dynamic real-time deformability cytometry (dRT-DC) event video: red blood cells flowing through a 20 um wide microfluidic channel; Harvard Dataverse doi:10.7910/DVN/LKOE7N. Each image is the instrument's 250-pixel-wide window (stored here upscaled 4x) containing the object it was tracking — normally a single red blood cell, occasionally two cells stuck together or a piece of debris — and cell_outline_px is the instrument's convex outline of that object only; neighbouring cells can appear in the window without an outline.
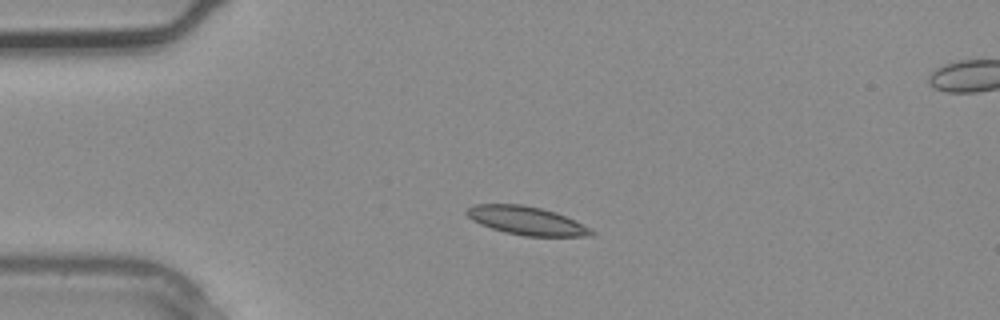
{"species": "common noctule bat (a hibernating species)", "species_latin": "Nyctalus noctula", "temperature_condition": "warm", "stored_images_in_passage": 3, "camera_frame_rate_fps": 3000, "um_per_image_px": 0.085, "animal": {"sex": "male", "body_mass_g": 20.4}, "frame": {"image": 1, "passage_image": 2, "time_ms": 0.333, "image_size_px": [1000, 320], "cell_outline_px": [[596, 232], [592, 236], [524, 236], [504, 232], [480, 224], [472, 220], [464, 212], [468, 208], [476, 204], [524, 204], [556, 212]], "centroid_in_image_um": [44.71, 18.75], "position_along_channel_um": 40.3, "area_um2": 20.4}}